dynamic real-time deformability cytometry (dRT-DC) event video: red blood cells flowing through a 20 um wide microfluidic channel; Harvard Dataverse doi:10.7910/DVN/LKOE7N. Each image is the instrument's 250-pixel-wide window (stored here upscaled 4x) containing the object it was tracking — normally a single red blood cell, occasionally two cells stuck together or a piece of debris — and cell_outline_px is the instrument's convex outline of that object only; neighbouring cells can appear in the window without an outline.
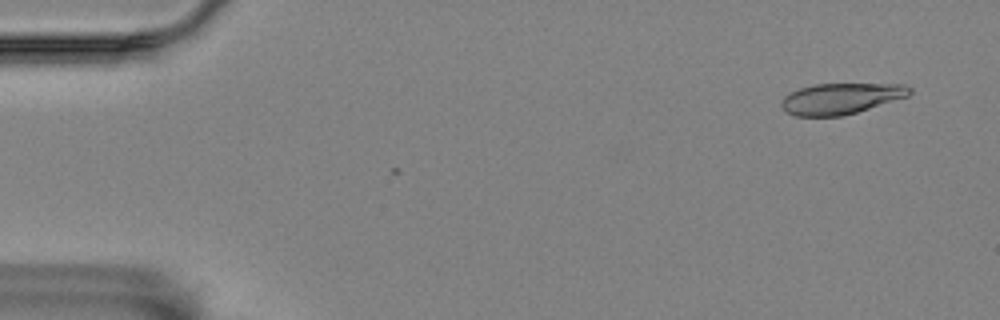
{"species": "Egyptian fruit bat (a non-hibernating species)", "species_latin": "Rousettus aegyptiacus", "temperature_condition": "room temperature", "stored_images_in_passage": 3, "camera_frame_rate_fps": 3000, "um_per_image_px": 0.085, "animal": {"sex": "female"}, "frame": {"image": 1, "passage_image": 3, "time_ms": 0.667, "image_size_px": [1000, 320], "cell_outline_px": [[912, 92], [908, 96], [844, 116], [796, 116], [784, 112], [780, 104], [784, 96], [800, 88], [816, 84], [904, 84], [912, 88]], "centroid_in_image_um": [71.47, 8.38], "position_along_channel_um": 13.5, "area_um2": 23.12}}